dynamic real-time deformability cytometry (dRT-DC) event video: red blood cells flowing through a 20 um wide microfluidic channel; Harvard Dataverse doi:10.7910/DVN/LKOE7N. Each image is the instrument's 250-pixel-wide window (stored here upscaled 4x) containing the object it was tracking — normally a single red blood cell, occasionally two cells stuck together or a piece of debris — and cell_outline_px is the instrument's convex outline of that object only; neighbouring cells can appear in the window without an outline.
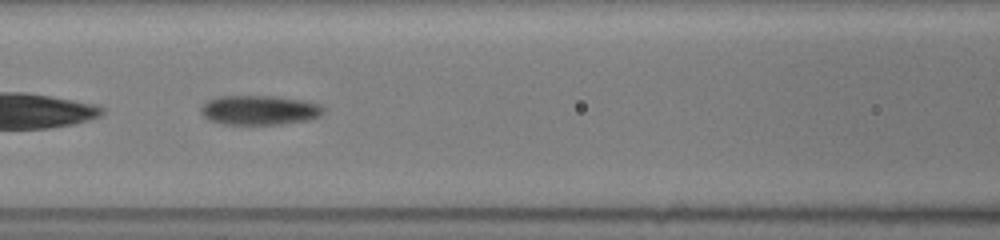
{"species": "common noctule bat (a hibernating species)", "species_latin": "Nyctalus noctula", "temperature_condition": "room temperature", "stored_images_in_passage": 41, "camera_frame_rate_fps": 3000, "um_per_image_px": 0.085, "animal": {"sex": "female", "body_mass_g": 19.5, "forearm_length_mm": 54.1}, "frame": {"image": 1, "passage_image": 9, "time_ms": 4.333, "image_size_px": [1000, 240], "cell_outline_px": [[324, 112], [320, 116], [308, 120], [280, 124], [224, 124], [208, 120], [200, 112], [200, 108], [208, 100], [220, 96], [276, 96], [300, 100], [320, 104], [324, 108]], "centroid_in_image_um": [22.04, 9.36], "position_along_channel_um": 144.6, "area_um2": 21.04}}
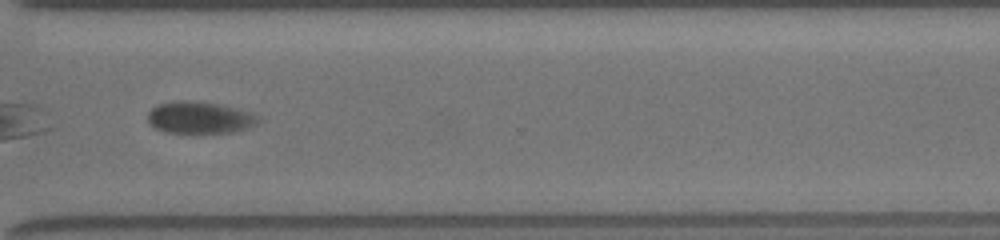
{"frame": {"image": 2, "passage_image": 25, "time_ms": 9.667, "image_size_px": [1000, 240], "cell_outline_px": [[260, 120], [256, 124], [248, 128], [232, 132], [168, 132], [156, 128], [148, 120], [148, 112], [156, 104], [176, 100], [184, 100], [220, 104], [252, 112], [260, 116]], "centroid_in_image_um": [17.0, 9.97], "position_along_channel_um": 353.6, "area_um2": 20.46}, "authors_computed_cell_mechanics": {"area_um2": 21.2126, "velocity_mm_per_s": 3.9255, "shape_relaxation_time_tau1_ms": 2.6525, "shape_relaxation_time_tau2_ms": null, "deformation_change_tau1": 0.1153, "deformation_change_tau2": null}}